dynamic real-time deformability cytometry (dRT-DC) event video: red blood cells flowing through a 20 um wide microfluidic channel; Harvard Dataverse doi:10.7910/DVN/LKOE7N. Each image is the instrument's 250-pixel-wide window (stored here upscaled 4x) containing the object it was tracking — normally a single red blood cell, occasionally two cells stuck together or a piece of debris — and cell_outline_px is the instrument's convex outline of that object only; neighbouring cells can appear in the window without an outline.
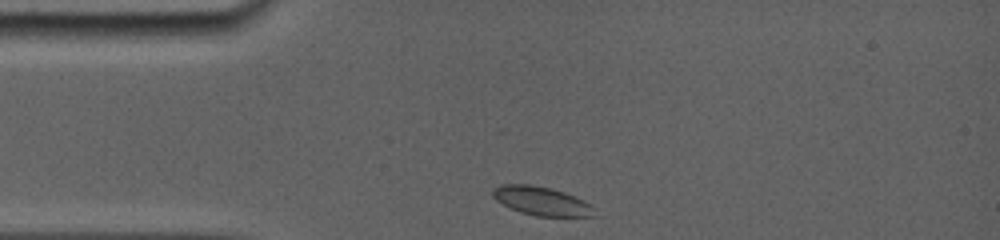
{"species": "common noctule bat (a hibernating species)", "species_latin": "Nyctalus noctula", "temperature_condition": "room temperature", "stored_images_in_passage": 8, "camera_frame_rate_fps": 5000, "um_per_image_px": 0.085, "animal": {"sex": "female", "body_mass_g": 19.0, "forearm_length_mm": 56.7}, "frame": {"image": 1, "passage_image": 1, "time_ms": 0.0, "image_size_px": [1000, 240], "cell_outline_px": [[596, 216], [536, 216], [520, 212], [508, 208], [496, 200], [492, 196], [492, 188], [500, 184], [532, 184], [552, 188], [576, 196], [584, 200], [596, 208]], "centroid_in_image_um": [46.02, 17.08], "position_along_channel_um": 39.0, "area_um2": 17.4}}
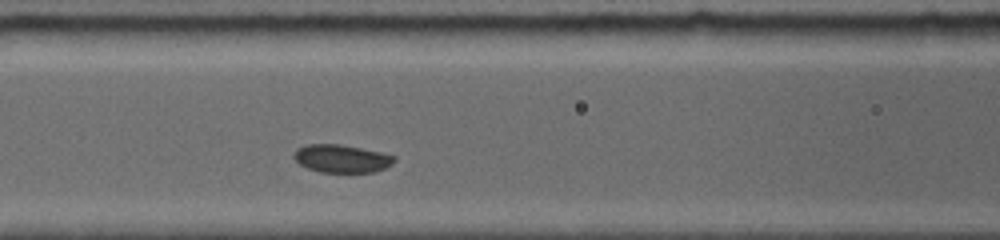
{"frame": {"image": 2, "passage_image": 7, "time_ms": 3.2, "image_size_px": [1000, 240], "cell_outline_px": [[396, 160], [392, 164], [384, 168], [372, 172], [320, 172], [308, 168], [300, 164], [292, 156], [296, 148], [308, 144], [340, 144], [380, 152], [396, 156]], "centroid_in_image_um": [29.02, 13.47], "position_along_channel_um": 137.6, "area_um2": 16.3}}
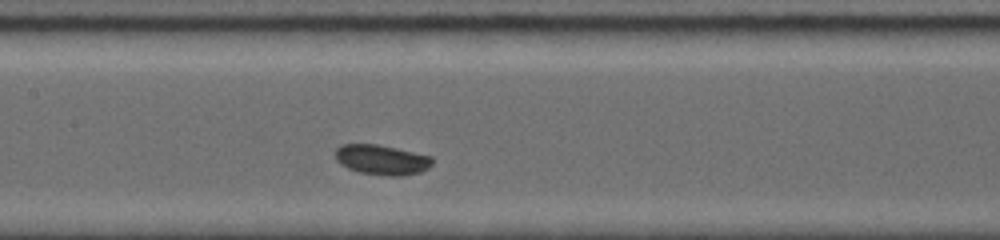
{"frame": {"image": 3, "passage_image": 8, "time_ms": 4.2, "image_size_px": [1000, 240], "cell_outline_px": [[432, 164], [428, 168], [420, 172], [400, 176], [384, 176], [360, 172], [348, 168], [340, 164], [336, 160], [336, 148], [340, 144], [376, 144], [396, 148], [432, 156]], "centroid_in_image_um": [32.44, 13.58], "position_along_channel_um": 175.0, "area_um2": 16.99}}